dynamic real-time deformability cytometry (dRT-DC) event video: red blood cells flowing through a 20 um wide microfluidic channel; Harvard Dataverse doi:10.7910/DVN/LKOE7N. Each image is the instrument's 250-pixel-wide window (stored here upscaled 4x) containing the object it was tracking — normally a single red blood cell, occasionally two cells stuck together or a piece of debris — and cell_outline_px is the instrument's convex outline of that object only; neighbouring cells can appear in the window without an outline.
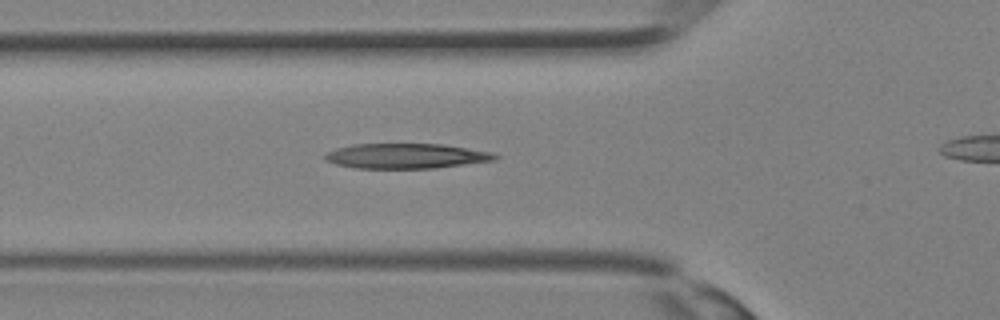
{"species": "Egyptian fruit bat (a non-hibernating species)", "species_latin": "Rousettus aegyptiacus", "temperature_condition": "room temperature", "stored_images_in_passage": 19, "camera_frame_rate_fps": 3000, "um_per_image_px": 0.085, "animal": {"sex": "female"}, "frame": {"image": 1, "passage_image": 3, "time_ms": 0.667, "image_size_px": [1000, 320], "cell_outline_px": [[500, 156], [496, 160], [436, 168], [356, 168], [336, 164], [324, 160], [324, 156], [328, 152], [336, 148], [352, 144], [444, 144], [496, 152]], "centroid_in_image_um": [34.58, 13.25], "position_along_channel_um": 91.2, "area_um2": 25.03}}
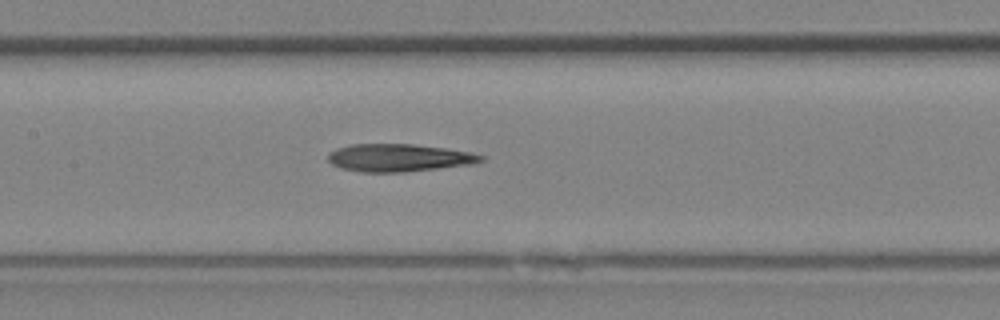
{"frame": {"image": 2, "passage_image": 7, "time_ms": 2.0, "image_size_px": [1000, 320], "cell_outline_px": [[484, 160], [472, 164], [404, 172], [360, 172], [340, 168], [332, 164], [328, 160], [328, 152], [336, 148], [352, 144], [412, 144], [448, 148], [472, 152], [484, 156]], "centroid_in_image_um": [33.89, 13.4], "position_along_channel_um": 173.5, "area_um2": 24.8}}
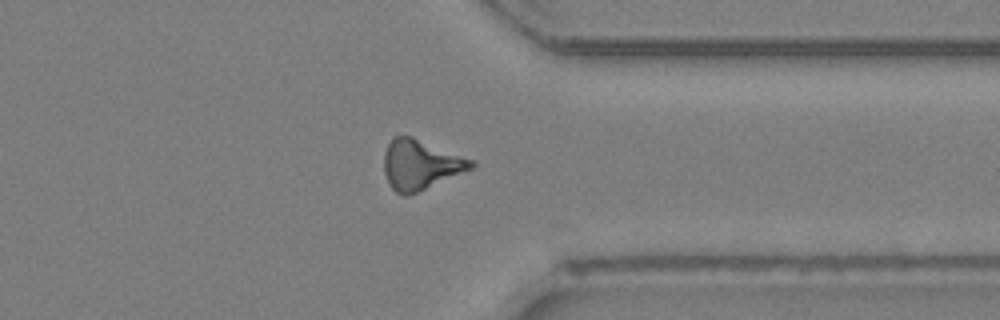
{"frame": {"image": 3, "passage_image": 17, "time_ms": 5.333, "image_size_px": [1000, 320], "cell_outline_px": [[476, 164], [472, 168], [408, 196], [404, 196], [396, 192], [392, 188], [384, 172], [384, 152], [392, 136], [412, 136], [476, 160]], "centroid_in_image_um": [35.75, 13.97], "position_along_channel_um": 375.7, "area_um2": 25.32}}